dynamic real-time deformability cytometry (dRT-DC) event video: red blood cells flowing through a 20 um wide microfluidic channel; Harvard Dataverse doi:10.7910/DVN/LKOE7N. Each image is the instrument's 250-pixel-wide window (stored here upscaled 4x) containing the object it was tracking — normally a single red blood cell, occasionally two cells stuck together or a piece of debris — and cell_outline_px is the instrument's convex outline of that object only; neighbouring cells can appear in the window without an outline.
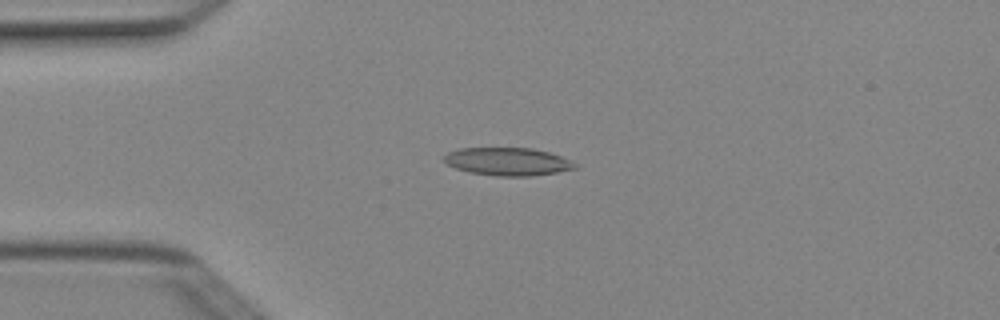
{"species": "Egyptian fruit bat (a non-hibernating species)", "species_latin": "Rousettus aegyptiacus", "temperature_condition": "cold", "stored_images_in_passage": 3, "camera_frame_rate_fps": 3000, "um_per_image_px": 0.085, "animal": {"sex": "female"}, "frame": {"image": 1, "passage_image": 1, "time_ms": 0.0, "image_size_px": [1000, 320], "cell_outline_px": [[576, 168], [556, 172], [532, 176], [496, 176], [468, 172], [456, 168], [448, 164], [444, 160], [444, 156], [448, 152], [460, 148], [532, 148], [548, 152], [560, 156], [576, 164]], "centroid_in_image_um": [43.13, 13.73], "position_along_channel_um": 41.9, "area_um2": 21.1}}
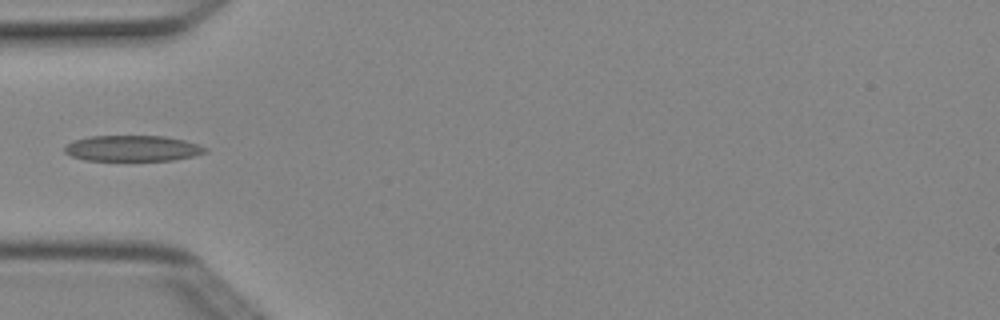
{"frame": {"image": 2, "passage_image": 2, "time_ms": 0.333, "image_size_px": [1000, 320], "cell_outline_px": [[208, 152], [192, 156], [172, 160], [84, 160], [72, 156], [64, 152], [64, 148], [72, 140], [92, 136], [164, 136], [184, 140], [208, 148]], "centroid_in_image_um": [11.26, 12.6], "position_along_channel_um": 73.7, "area_um2": 21.04}}
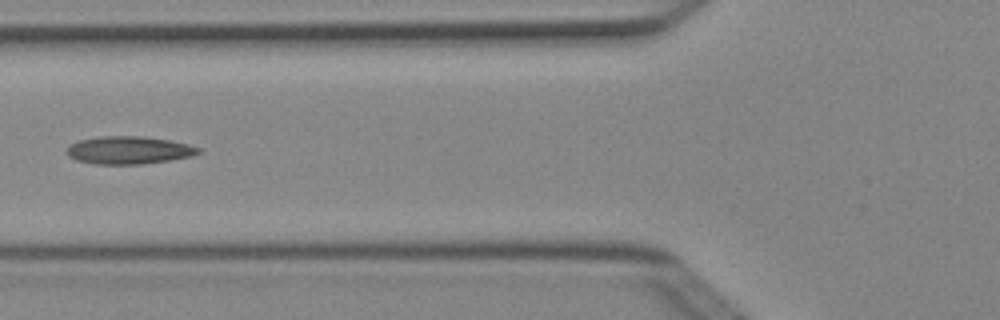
{"frame": {"image": 3, "passage_image": 3, "time_ms": 0.667, "image_size_px": [1000, 320], "cell_outline_px": [[200, 152], [192, 156], [168, 160], [140, 164], [92, 164], [76, 160], [68, 156], [68, 144], [76, 140], [96, 136], [140, 136], [168, 140], [188, 144], [200, 148]], "centroid_in_image_um": [10.89, 12.76], "position_along_channel_um": 114.9, "area_um2": 21.33}}